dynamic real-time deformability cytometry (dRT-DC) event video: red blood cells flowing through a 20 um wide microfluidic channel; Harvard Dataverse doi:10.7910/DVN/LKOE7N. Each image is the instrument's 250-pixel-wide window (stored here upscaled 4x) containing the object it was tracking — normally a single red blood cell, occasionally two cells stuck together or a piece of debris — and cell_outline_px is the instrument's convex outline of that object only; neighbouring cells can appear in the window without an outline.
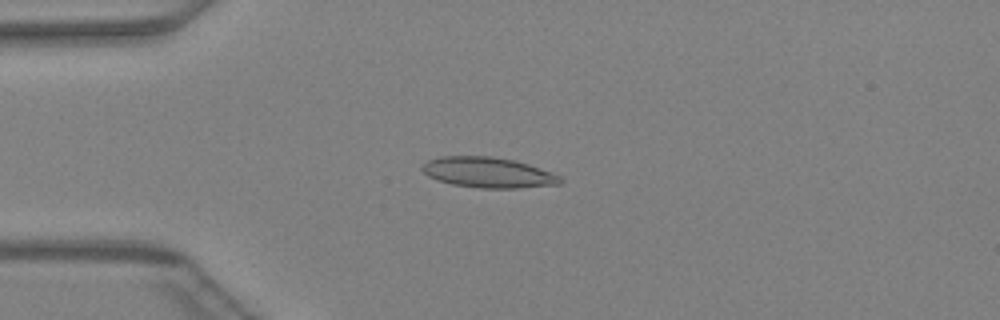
{"species": "Egyptian fruit bat (a non-hibernating species)", "species_latin": "Rousettus aegyptiacus", "temperature_condition": "warm", "stored_images_in_passage": 22, "camera_frame_rate_fps": 3000, "um_per_image_px": 0.085, "animal": {"sex": "female"}, "frame": {"image": 1, "passage_image": 9, "time_ms": 2.667, "image_size_px": [1000, 320], "cell_outline_px": [[564, 180], [560, 184], [520, 188], [480, 188], [452, 184], [436, 180], [428, 176], [420, 168], [428, 160], [440, 156], [492, 156], [516, 160], [528, 164], [560, 176]], "centroid_in_image_um": [41.48, 14.66], "position_along_channel_um": 43.5, "area_um2": 24.57}}
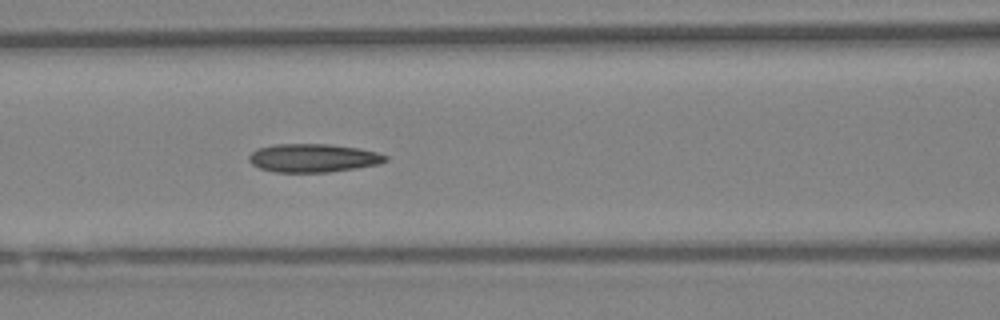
{"frame": {"image": 2, "passage_image": 17, "time_ms": 5.333, "image_size_px": [1000, 320], "cell_outline_px": [[388, 160], [380, 164], [356, 168], [328, 172], [276, 172], [260, 168], [252, 164], [248, 160], [248, 156], [256, 148], [272, 144], [328, 144], [360, 148], [376, 152], [388, 156]], "centroid_in_image_um": [26.61, 13.42], "position_along_channel_um": 140.0, "area_um2": 22.72}}
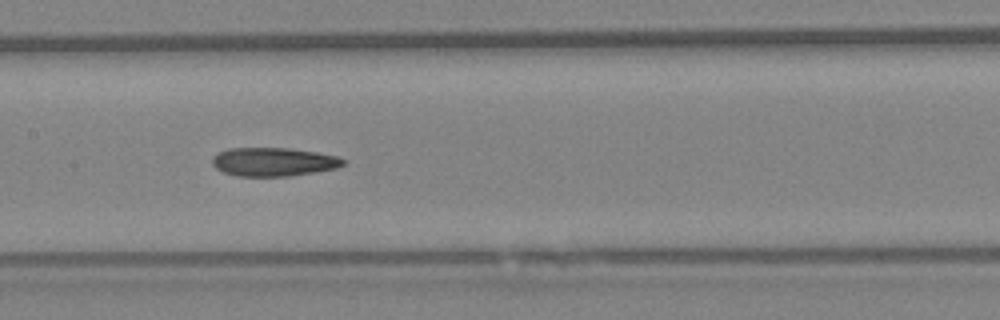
{"frame": {"image": 3, "passage_image": 20, "time_ms": 6.333, "image_size_px": [1000, 320], "cell_outline_px": [[348, 160], [344, 164], [336, 168], [316, 172], [288, 176], [236, 176], [224, 172], [216, 168], [212, 164], [212, 156], [216, 152], [228, 148], [288, 148], [316, 152], [336, 156]], "centroid_in_image_um": [23.23, 13.75], "position_along_channel_um": 184.2, "area_um2": 21.96}}